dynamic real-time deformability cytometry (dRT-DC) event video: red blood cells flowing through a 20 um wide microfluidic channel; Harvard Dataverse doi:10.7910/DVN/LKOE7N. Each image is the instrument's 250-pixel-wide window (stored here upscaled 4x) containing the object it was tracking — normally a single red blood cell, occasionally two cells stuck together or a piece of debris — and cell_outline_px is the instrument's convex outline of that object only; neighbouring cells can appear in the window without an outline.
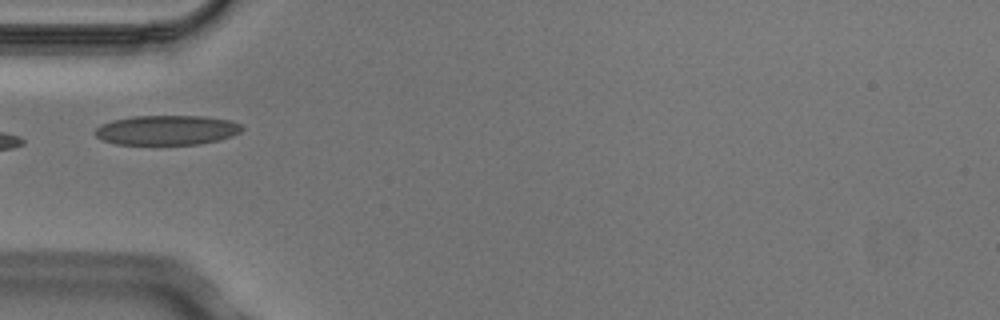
{"species": "Egyptian fruit bat (a non-hibernating species)", "species_latin": "Rousettus aegyptiacus", "temperature_condition": "cold", "stored_images_in_passage": 6, "camera_frame_rate_fps": 3000, "um_per_image_px": 0.085, "animal": {"sex": "male"}, "frame": {"image": 1, "passage_image": 6, "time_ms": 1.667, "image_size_px": [1000, 320], "cell_outline_px": [[244, 128], [240, 132], [232, 136], [220, 140], [200, 144], [116, 144], [104, 140], [96, 136], [92, 132], [100, 124], [112, 120], [132, 116], [204, 116], [228, 120], [240, 124]], "centroid_in_image_um": [14.16, 11.06], "position_along_channel_um": 70.8, "area_um2": 25.49}}